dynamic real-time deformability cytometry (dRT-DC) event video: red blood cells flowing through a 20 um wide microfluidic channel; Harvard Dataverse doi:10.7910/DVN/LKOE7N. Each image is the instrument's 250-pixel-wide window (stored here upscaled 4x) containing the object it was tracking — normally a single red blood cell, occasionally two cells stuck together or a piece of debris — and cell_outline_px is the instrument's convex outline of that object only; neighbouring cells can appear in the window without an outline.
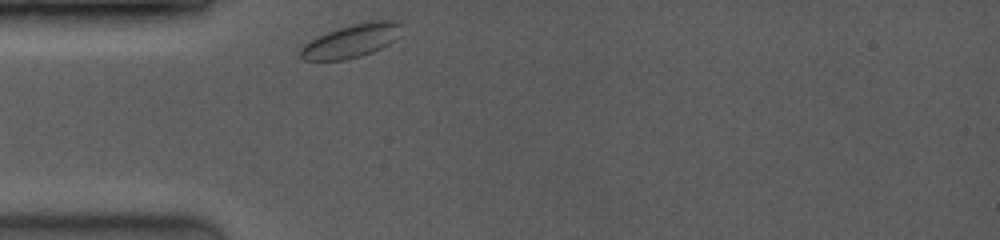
{"species": "common noctule bat (a hibernating species)", "species_latin": "Nyctalus noctula", "temperature_condition": "room temperature", "stored_images_in_passage": 16, "camera_frame_rate_fps": 3500, "um_per_image_px": 0.085, "animal": {"sex": "female", "body_mass_g": 19.0, "forearm_length_mm": 53.3}, "frame": {"image": 1, "passage_image": 1, "time_ms": 0.0, "image_size_px": [1000, 240], "cell_outline_px": [[400, 36], [396, 40], [372, 52], [360, 56], [344, 60], [304, 60], [300, 56], [300, 48], [304, 44], [328, 32], [352, 24], [376, 20], [400, 20]], "centroid_in_image_um": [29.9, 3.47], "position_along_channel_um": 55.1, "area_um2": 19.42}}
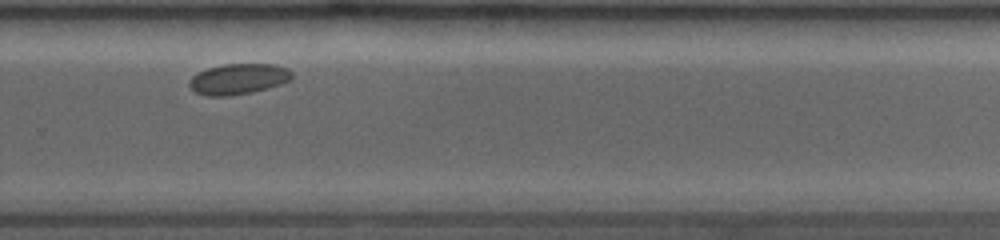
{"frame": {"image": 2, "passage_image": 14, "time_ms": 7.143, "image_size_px": [1000, 240], "cell_outline_px": [[292, 80], [280, 84], [252, 92], [228, 96], [208, 96], [196, 92], [188, 84], [192, 76], [208, 68], [224, 64], [276, 64], [288, 68], [292, 72]], "centroid_in_image_um": [20.29, 6.71], "position_along_channel_um": 309.5, "area_um2": 18.26}}
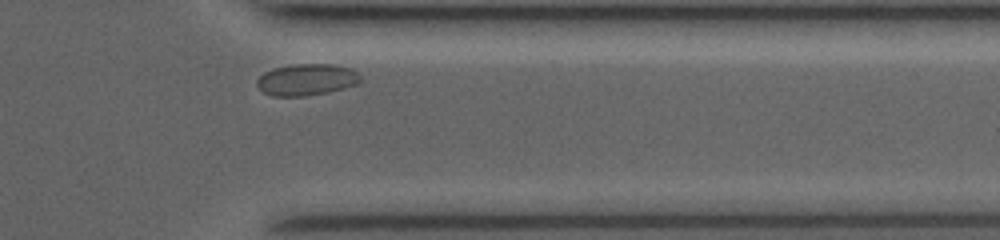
{"frame": {"image": 3, "passage_image": 16, "time_ms": 9.143, "image_size_px": [1000, 240], "cell_outline_px": [[360, 80], [356, 84], [344, 88], [328, 92], [304, 96], [272, 96], [264, 92], [256, 84], [256, 80], [264, 72], [272, 68], [292, 64], [336, 64], [352, 68], [360, 76]], "centroid_in_image_um": [26.05, 6.76], "position_along_channel_um": 385.4, "area_um2": 19.13}}